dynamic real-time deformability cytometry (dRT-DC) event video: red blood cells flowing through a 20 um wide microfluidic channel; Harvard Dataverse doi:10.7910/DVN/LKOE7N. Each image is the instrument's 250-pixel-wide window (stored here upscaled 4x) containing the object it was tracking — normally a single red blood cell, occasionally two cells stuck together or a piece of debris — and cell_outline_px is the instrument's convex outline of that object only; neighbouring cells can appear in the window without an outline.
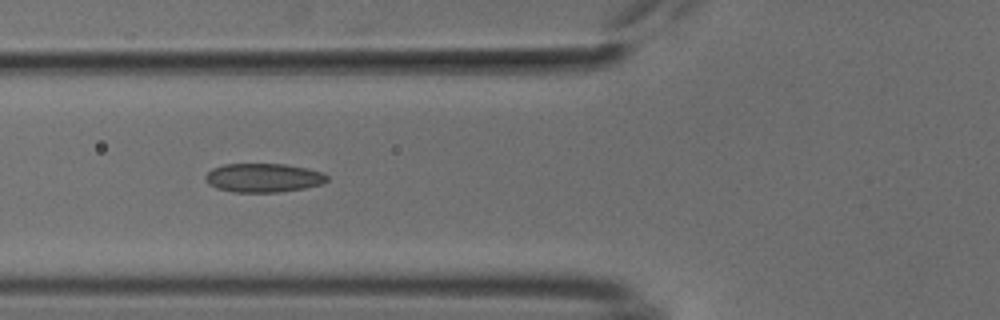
{"species": "common noctule bat (a hibernating species)", "species_latin": "Nyctalus noctula", "temperature_condition": "cold", "stored_images_in_passage": 16, "camera_frame_rate_fps": 3000, "um_per_image_px": 0.085, "animal": {"sex": "male", "body_mass_g": 18.8}, "frame": {"image": 1, "passage_image": 7, "time_ms": 2.0, "image_size_px": [1000, 320], "cell_outline_px": [[328, 180], [320, 184], [304, 188], [280, 192], [232, 192], [216, 188], [208, 184], [204, 180], [204, 176], [212, 168], [224, 164], [284, 164], [308, 168], [324, 172], [328, 176]], "centroid_in_image_um": [22.37, 15.11], "position_along_channel_um": 103.4, "area_um2": 20.63}}
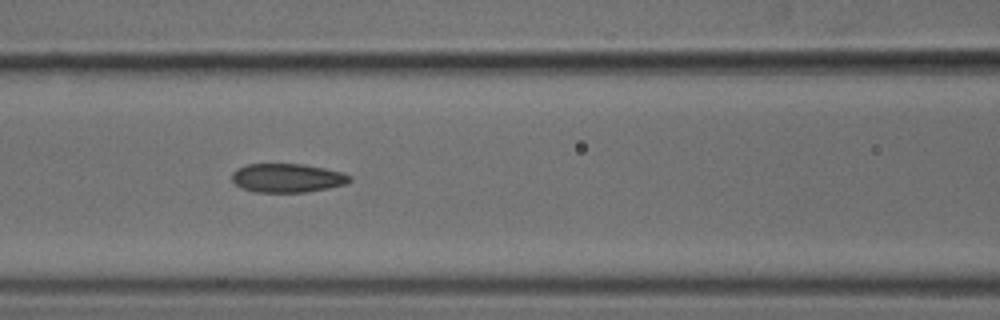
{"frame": {"image": 2, "passage_image": 10, "time_ms": 3.0, "image_size_px": [1000, 320], "cell_outline_px": [[352, 180], [344, 184], [328, 188], [304, 192], [256, 192], [240, 188], [232, 180], [232, 172], [236, 168], [248, 164], [304, 164], [324, 168], [340, 172], [352, 176]], "centroid_in_image_um": [24.39, 15.12], "position_along_channel_um": 142.2, "area_um2": 19.77}}
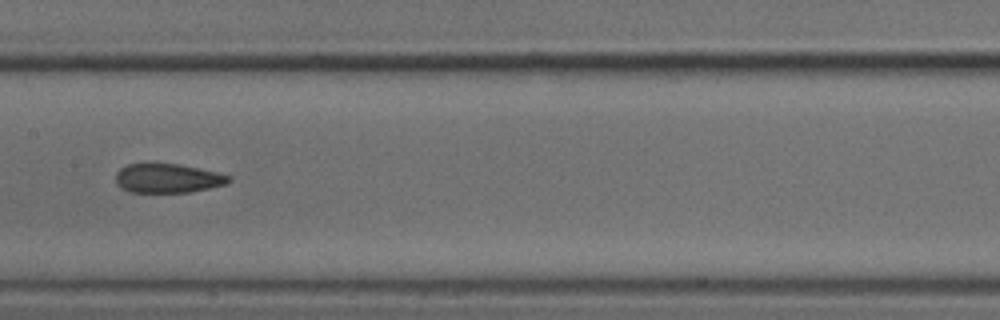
{"frame": {"image": 3, "passage_image": 14, "time_ms": 4.333, "image_size_px": [1000, 320], "cell_outline_px": [[232, 180], [228, 184], [188, 192], [132, 192], [120, 188], [116, 184], [116, 172], [120, 168], [128, 164], [180, 164], [216, 172], [232, 176]], "centroid_in_image_um": [14.26, 15.16], "position_along_channel_um": 193.1, "area_um2": 19.19}}